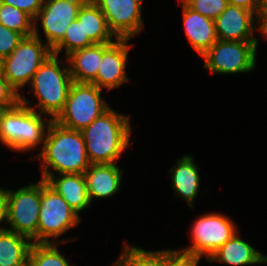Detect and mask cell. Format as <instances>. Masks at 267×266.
<instances>
[{"mask_svg": "<svg viewBox=\"0 0 267 266\" xmlns=\"http://www.w3.org/2000/svg\"><path fill=\"white\" fill-rule=\"evenodd\" d=\"M36 158L42 161V180L57 174H84L91 164L81 132L63 127L54 120L48 126L44 145Z\"/></svg>", "mask_w": 267, "mask_h": 266, "instance_id": "obj_1", "label": "cell"}, {"mask_svg": "<svg viewBox=\"0 0 267 266\" xmlns=\"http://www.w3.org/2000/svg\"><path fill=\"white\" fill-rule=\"evenodd\" d=\"M130 116L111 107L80 132L91 164H113L130 146Z\"/></svg>", "mask_w": 267, "mask_h": 266, "instance_id": "obj_2", "label": "cell"}, {"mask_svg": "<svg viewBox=\"0 0 267 266\" xmlns=\"http://www.w3.org/2000/svg\"><path fill=\"white\" fill-rule=\"evenodd\" d=\"M58 55L51 54L32 77L29 87L38 103L31 105L29 100L21 96L20 102L32 110L54 120L64 109L65 102L73 83L67 59L61 68Z\"/></svg>", "mask_w": 267, "mask_h": 266, "instance_id": "obj_3", "label": "cell"}, {"mask_svg": "<svg viewBox=\"0 0 267 266\" xmlns=\"http://www.w3.org/2000/svg\"><path fill=\"white\" fill-rule=\"evenodd\" d=\"M28 106L19 102L6 109L0 117V142L8 149L27 152L44 145L46 132L51 118H43Z\"/></svg>", "mask_w": 267, "mask_h": 266, "instance_id": "obj_4", "label": "cell"}, {"mask_svg": "<svg viewBox=\"0 0 267 266\" xmlns=\"http://www.w3.org/2000/svg\"><path fill=\"white\" fill-rule=\"evenodd\" d=\"M80 220V215L67 204L61 195L51 188L45 180L41 179L37 243L70 242L73 239L58 241L57 238L69 229L76 227L81 222Z\"/></svg>", "mask_w": 267, "mask_h": 266, "instance_id": "obj_5", "label": "cell"}, {"mask_svg": "<svg viewBox=\"0 0 267 266\" xmlns=\"http://www.w3.org/2000/svg\"><path fill=\"white\" fill-rule=\"evenodd\" d=\"M37 29L34 27L33 35L24 37L13 52L3 59V75L18 94L52 54V49L41 40Z\"/></svg>", "mask_w": 267, "mask_h": 266, "instance_id": "obj_6", "label": "cell"}, {"mask_svg": "<svg viewBox=\"0 0 267 266\" xmlns=\"http://www.w3.org/2000/svg\"><path fill=\"white\" fill-rule=\"evenodd\" d=\"M101 94L102 89L92 83L73 82L64 109L54 121L63 127L81 131L110 108Z\"/></svg>", "mask_w": 267, "mask_h": 266, "instance_id": "obj_7", "label": "cell"}, {"mask_svg": "<svg viewBox=\"0 0 267 266\" xmlns=\"http://www.w3.org/2000/svg\"><path fill=\"white\" fill-rule=\"evenodd\" d=\"M41 203V179L19 189H7V224L19 235L37 243Z\"/></svg>", "mask_w": 267, "mask_h": 266, "instance_id": "obj_8", "label": "cell"}, {"mask_svg": "<svg viewBox=\"0 0 267 266\" xmlns=\"http://www.w3.org/2000/svg\"><path fill=\"white\" fill-rule=\"evenodd\" d=\"M191 226V245L177 250L201 258L206 255V261L238 231L232 219L218 212L201 215Z\"/></svg>", "mask_w": 267, "mask_h": 266, "instance_id": "obj_9", "label": "cell"}, {"mask_svg": "<svg viewBox=\"0 0 267 266\" xmlns=\"http://www.w3.org/2000/svg\"><path fill=\"white\" fill-rule=\"evenodd\" d=\"M256 42L217 40L201 57L212 74L247 73L256 67Z\"/></svg>", "mask_w": 267, "mask_h": 266, "instance_id": "obj_10", "label": "cell"}, {"mask_svg": "<svg viewBox=\"0 0 267 266\" xmlns=\"http://www.w3.org/2000/svg\"><path fill=\"white\" fill-rule=\"evenodd\" d=\"M103 12L108 27L117 39H131L143 27V0H92Z\"/></svg>", "mask_w": 267, "mask_h": 266, "instance_id": "obj_11", "label": "cell"}, {"mask_svg": "<svg viewBox=\"0 0 267 266\" xmlns=\"http://www.w3.org/2000/svg\"><path fill=\"white\" fill-rule=\"evenodd\" d=\"M86 0H44L34 21H41L46 44L53 49L64 37L66 29L75 21L80 7Z\"/></svg>", "mask_w": 267, "mask_h": 266, "instance_id": "obj_12", "label": "cell"}, {"mask_svg": "<svg viewBox=\"0 0 267 266\" xmlns=\"http://www.w3.org/2000/svg\"><path fill=\"white\" fill-rule=\"evenodd\" d=\"M218 40L256 42L257 16L254 12L236 5L228 4L214 20Z\"/></svg>", "mask_w": 267, "mask_h": 266, "instance_id": "obj_13", "label": "cell"}, {"mask_svg": "<svg viewBox=\"0 0 267 266\" xmlns=\"http://www.w3.org/2000/svg\"><path fill=\"white\" fill-rule=\"evenodd\" d=\"M130 39H117L102 54L96 79L92 84L107 91L119 88L124 82H128L126 67L128 52L133 45Z\"/></svg>", "mask_w": 267, "mask_h": 266, "instance_id": "obj_14", "label": "cell"}, {"mask_svg": "<svg viewBox=\"0 0 267 266\" xmlns=\"http://www.w3.org/2000/svg\"><path fill=\"white\" fill-rule=\"evenodd\" d=\"M122 174L117 163L90 164L84 172L90 203L94 198H109L116 195L121 187Z\"/></svg>", "mask_w": 267, "mask_h": 266, "instance_id": "obj_15", "label": "cell"}, {"mask_svg": "<svg viewBox=\"0 0 267 266\" xmlns=\"http://www.w3.org/2000/svg\"><path fill=\"white\" fill-rule=\"evenodd\" d=\"M178 1L183 6L186 37L194 50L202 56L218 40L214 20L193 11L183 1Z\"/></svg>", "mask_w": 267, "mask_h": 266, "instance_id": "obj_16", "label": "cell"}, {"mask_svg": "<svg viewBox=\"0 0 267 266\" xmlns=\"http://www.w3.org/2000/svg\"><path fill=\"white\" fill-rule=\"evenodd\" d=\"M237 231L223 246L207 260L231 266L267 264V256L239 237Z\"/></svg>", "mask_w": 267, "mask_h": 266, "instance_id": "obj_17", "label": "cell"}, {"mask_svg": "<svg viewBox=\"0 0 267 266\" xmlns=\"http://www.w3.org/2000/svg\"><path fill=\"white\" fill-rule=\"evenodd\" d=\"M111 44H94L68 54L66 59L73 82L92 83L96 79L102 54Z\"/></svg>", "mask_w": 267, "mask_h": 266, "instance_id": "obj_18", "label": "cell"}, {"mask_svg": "<svg viewBox=\"0 0 267 266\" xmlns=\"http://www.w3.org/2000/svg\"><path fill=\"white\" fill-rule=\"evenodd\" d=\"M198 172V165L192 155H184L177 159L175 166L170 168L175 195L184 199L191 209L194 208V200L200 186L201 178Z\"/></svg>", "mask_w": 267, "mask_h": 266, "instance_id": "obj_19", "label": "cell"}, {"mask_svg": "<svg viewBox=\"0 0 267 266\" xmlns=\"http://www.w3.org/2000/svg\"><path fill=\"white\" fill-rule=\"evenodd\" d=\"M45 181L78 214L90 206L84 174H57Z\"/></svg>", "mask_w": 267, "mask_h": 266, "instance_id": "obj_20", "label": "cell"}, {"mask_svg": "<svg viewBox=\"0 0 267 266\" xmlns=\"http://www.w3.org/2000/svg\"><path fill=\"white\" fill-rule=\"evenodd\" d=\"M77 20L82 23L84 38H89L94 44L113 43L117 40L110 31L103 12L92 0L83 3Z\"/></svg>", "mask_w": 267, "mask_h": 266, "instance_id": "obj_21", "label": "cell"}, {"mask_svg": "<svg viewBox=\"0 0 267 266\" xmlns=\"http://www.w3.org/2000/svg\"><path fill=\"white\" fill-rule=\"evenodd\" d=\"M32 242L6 228L0 230V266H18L29 256Z\"/></svg>", "mask_w": 267, "mask_h": 266, "instance_id": "obj_22", "label": "cell"}, {"mask_svg": "<svg viewBox=\"0 0 267 266\" xmlns=\"http://www.w3.org/2000/svg\"><path fill=\"white\" fill-rule=\"evenodd\" d=\"M112 266H161V250L147 251L125 241L121 255Z\"/></svg>", "mask_w": 267, "mask_h": 266, "instance_id": "obj_23", "label": "cell"}, {"mask_svg": "<svg viewBox=\"0 0 267 266\" xmlns=\"http://www.w3.org/2000/svg\"><path fill=\"white\" fill-rule=\"evenodd\" d=\"M0 24L24 37L32 36L34 33L33 19L12 5L0 3Z\"/></svg>", "mask_w": 267, "mask_h": 266, "instance_id": "obj_24", "label": "cell"}, {"mask_svg": "<svg viewBox=\"0 0 267 266\" xmlns=\"http://www.w3.org/2000/svg\"><path fill=\"white\" fill-rule=\"evenodd\" d=\"M59 243H32L29 258L34 266H74L70 265L58 248Z\"/></svg>", "mask_w": 267, "mask_h": 266, "instance_id": "obj_25", "label": "cell"}, {"mask_svg": "<svg viewBox=\"0 0 267 266\" xmlns=\"http://www.w3.org/2000/svg\"><path fill=\"white\" fill-rule=\"evenodd\" d=\"M94 45L89 38H84L82 23L77 19L68 26L63 39L52 49V54L59 55L65 49V58L71 52Z\"/></svg>", "mask_w": 267, "mask_h": 266, "instance_id": "obj_26", "label": "cell"}, {"mask_svg": "<svg viewBox=\"0 0 267 266\" xmlns=\"http://www.w3.org/2000/svg\"><path fill=\"white\" fill-rule=\"evenodd\" d=\"M190 9L215 20L228 6L227 0H181Z\"/></svg>", "mask_w": 267, "mask_h": 266, "instance_id": "obj_27", "label": "cell"}, {"mask_svg": "<svg viewBox=\"0 0 267 266\" xmlns=\"http://www.w3.org/2000/svg\"><path fill=\"white\" fill-rule=\"evenodd\" d=\"M200 259L174 248L161 250V266H198Z\"/></svg>", "mask_w": 267, "mask_h": 266, "instance_id": "obj_28", "label": "cell"}, {"mask_svg": "<svg viewBox=\"0 0 267 266\" xmlns=\"http://www.w3.org/2000/svg\"><path fill=\"white\" fill-rule=\"evenodd\" d=\"M23 38L22 34L0 24V55L3 59L13 52Z\"/></svg>", "mask_w": 267, "mask_h": 266, "instance_id": "obj_29", "label": "cell"}, {"mask_svg": "<svg viewBox=\"0 0 267 266\" xmlns=\"http://www.w3.org/2000/svg\"><path fill=\"white\" fill-rule=\"evenodd\" d=\"M20 102V94L10 85L0 70V107L3 110L12 108Z\"/></svg>", "mask_w": 267, "mask_h": 266, "instance_id": "obj_30", "label": "cell"}, {"mask_svg": "<svg viewBox=\"0 0 267 266\" xmlns=\"http://www.w3.org/2000/svg\"><path fill=\"white\" fill-rule=\"evenodd\" d=\"M44 0H0V3L12 5L28 14L33 20L43 6Z\"/></svg>", "mask_w": 267, "mask_h": 266, "instance_id": "obj_31", "label": "cell"}, {"mask_svg": "<svg viewBox=\"0 0 267 266\" xmlns=\"http://www.w3.org/2000/svg\"><path fill=\"white\" fill-rule=\"evenodd\" d=\"M227 1H228V4L246 8L254 12L256 15L258 13L259 6H260V0H227Z\"/></svg>", "mask_w": 267, "mask_h": 266, "instance_id": "obj_32", "label": "cell"}, {"mask_svg": "<svg viewBox=\"0 0 267 266\" xmlns=\"http://www.w3.org/2000/svg\"><path fill=\"white\" fill-rule=\"evenodd\" d=\"M7 221V189L0 187V225ZM6 228L0 227V230Z\"/></svg>", "mask_w": 267, "mask_h": 266, "instance_id": "obj_33", "label": "cell"}, {"mask_svg": "<svg viewBox=\"0 0 267 266\" xmlns=\"http://www.w3.org/2000/svg\"><path fill=\"white\" fill-rule=\"evenodd\" d=\"M257 21H267V0H260Z\"/></svg>", "mask_w": 267, "mask_h": 266, "instance_id": "obj_34", "label": "cell"}, {"mask_svg": "<svg viewBox=\"0 0 267 266\" xmlns=\"http://www.w3.org/2000/svg\"><path fill=\"white\" fill-rule=\"evenodd\" d=\"M257 31H260L264 36L263 38L267 41V21H257Z\"/></svg>", "mask_w": 267, "mask_h": 266, "instance_id": "obj_35", "label": "cell"}, {"mask_svg": "<svg viewBox=\"0 0 267 266\" xmlns=\"http://www.w3.org/2000/svg\"><path fill=\"white\" fill-rule=\"evenodd\" d=\"M18 266H34L33 261L28 257Z\"/></svg>", "mask_w": 267, "mask_h": 266, "instance_id": "obj_36", "label": "cell"}, {"mask_svg": "<svg viewBox=\"0 0 267 266\" xmlns=\"http://www.w3.org/2000/svg\"><path fill=\"white\" fill-rule=\"evenodd\" d=\"M2 65H3V57L0 55V70L2 69Z\"/></svg>", "mask_w": 267, "mask_h": 266, "instance_id": "obj_37", "label": "cell"}, {"mask_svg": "<svg viewBox=\"0 0 267 266\" xmlns=\"http://www.w3.org/2000/svg\"><path fill=\"white\" fill-rule=\"evenodd\" d=\"M4 110L0 107V117H1V114Z\"/></svg>", "mask_w": 267, "mask_h": 266, "instance_id": "obj_38", "label": "cell"}]
</instances>
